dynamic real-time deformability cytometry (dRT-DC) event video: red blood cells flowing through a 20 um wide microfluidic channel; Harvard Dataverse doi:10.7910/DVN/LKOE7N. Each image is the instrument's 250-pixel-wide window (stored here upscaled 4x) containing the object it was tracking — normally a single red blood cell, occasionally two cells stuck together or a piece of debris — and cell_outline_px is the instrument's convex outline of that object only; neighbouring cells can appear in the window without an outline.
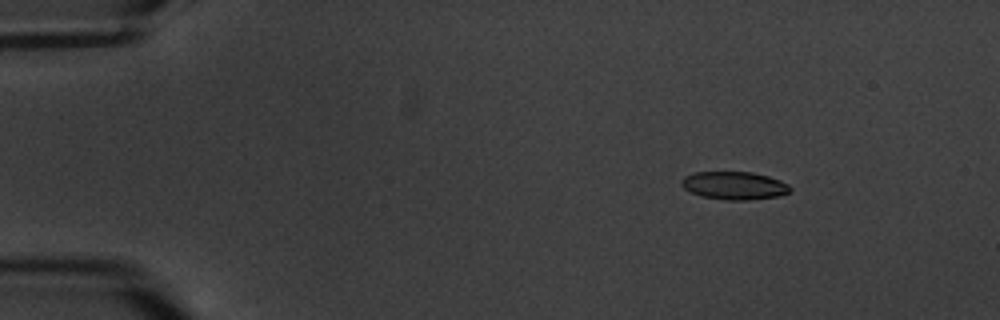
{"species": "common noctule bat (a hibernating species)", "species_latin": "Nyctalus noctula", "temperature_condition": "warm", "stored_images_in_passage": 6, "camera_frame_rate_fps": 3000, "um_per_image_px": 0.085, "animal": {"sex": "male", "body_mass_g": 20.1, "forearm_length_mm": 53.5}, "frame": {"image": 1, "passage_image": 2, "time_ms": 1.333, "image_size_px": [1000, 320], "cell_outline_px": [[792, 192], [780, 196], [748, 200], [724, 200], [700, 196], [684, 188], [680, 184], [680, 180], [684, 176], [696, 172], [752, 172], [768, 176], [780, 180], [788, 184], [792, 188]], "centroid_in_image_um": [62.43, 15.78], "position_along_channel_um": 22.6, "area_um2": 17.92}}
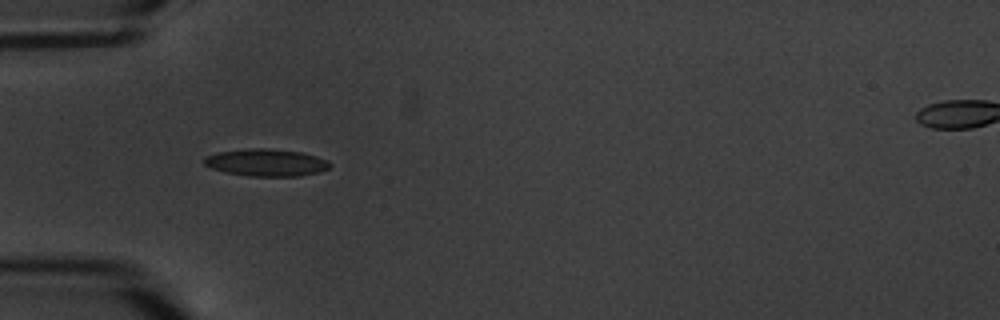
{"frame": {"image": 2, "passage_image": 5, "time_ms": 5.0, "image_size_px": [1000, 320], "cell_outline_px": [[332, 164], [328, 168], [320, 172], [300, 176], [248, 176], [224, 172], [212, 168], [204, 164], [204, 156], [216, 152], [248, 148], [268, 148], [300, 152], [316, 156], [328, 160]], "centroid_in_image_um": [22.62, 13.81], "position_along_channel_um": 62.4, "area_um2": 20.11}}